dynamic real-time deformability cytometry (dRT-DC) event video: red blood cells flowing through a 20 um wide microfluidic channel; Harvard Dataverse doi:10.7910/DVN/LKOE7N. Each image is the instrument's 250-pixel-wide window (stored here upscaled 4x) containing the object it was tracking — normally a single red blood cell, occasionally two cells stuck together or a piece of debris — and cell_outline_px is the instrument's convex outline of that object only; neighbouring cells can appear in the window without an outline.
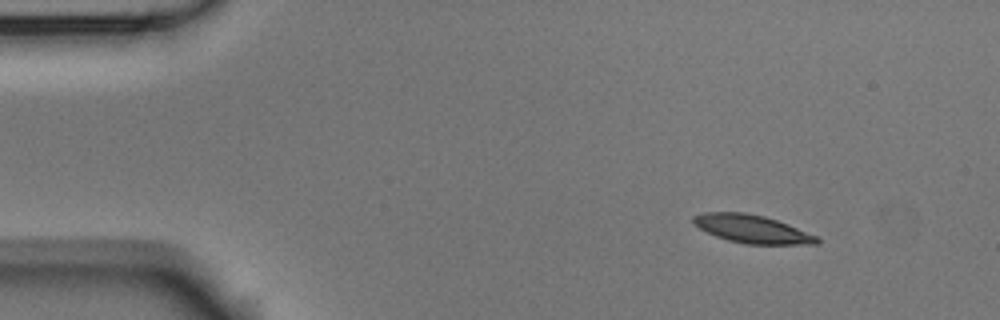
{"species": "Egyptian fruit bat (a non-hibernating species)", "species_latin": "Rousettus aegyptiacus", "temperature_condition": "room temperature", "stored_images_in_passage": 5, "camera_frame_rate_fps": 3000, "um_per_image_px": 0.085, "animal": {"sex": "male"}, "frame": {"image": 1, "passage_image": 1, "time_ms": 0.0, "image_size_px": [1000, 320], "cell_outline_px": [[820, 244], [744, 244], [728, 240], [716, 236], [692, 224], [692, 216], [704, 212], [744, 212], [764, 216], [788, 224], [820, 236]], "centroid_in_image_um": [63.95, 19.46], "position_along_channel_um": 21.0, "area_um2": 20.4}}
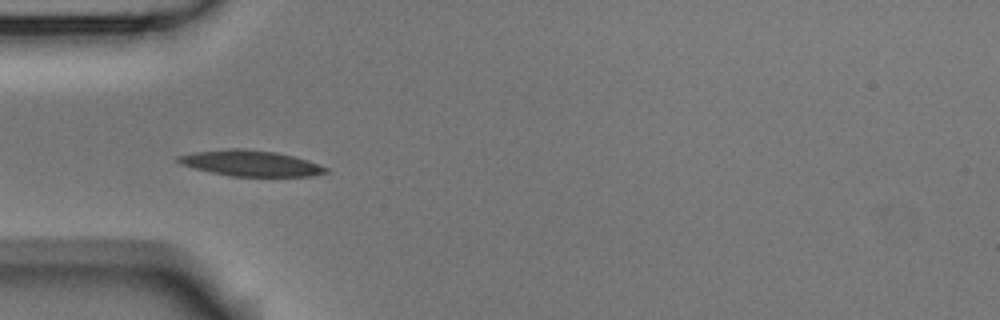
{"frame": {"image": 2, "passage_image": 4, "time_ms": 1.0, "image_size_px": [1000, 320], "cell_outline_px": [[328, 172], [312, 176], [232, 176], [192, 168], [180, 164], [176, 160], [176, 156], [192, 152], [228, 148], [244, 148], [276, 152], [308, 160], [328, 168]], "centroid_in_image_um": [21.26, 13.86], "position_along_channel_um": 63.7, "area_um2": 22.25}}
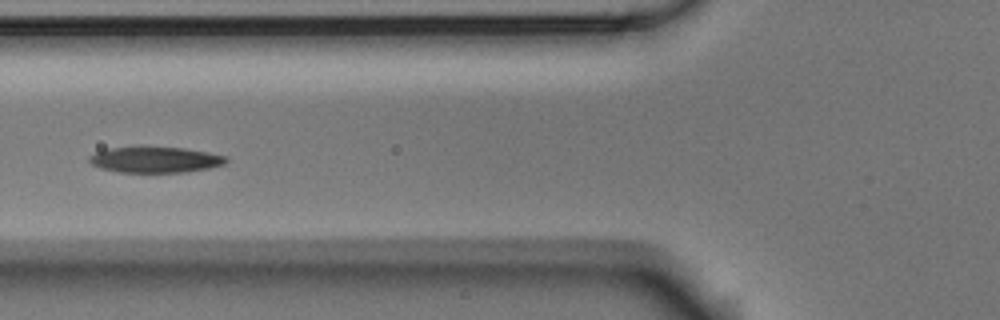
{"frame": {"image": 3, "passage_image": 5, "time_ms": 1.333, "image_size_px": [1000, 320], "cell_outline_px": [[228, 160], [224, 164], [208, 168], [184, 172], [120, 172], [100, 168], [92, 164], [88, 160], [88, 156], [96, 152], [108, 148], [184, 148], [208, 152], [228, 156]], "centroid_in_image_um": [13.21, 13.58], "position_along_channel_um": 112.6, "area_um2": 20.29}}